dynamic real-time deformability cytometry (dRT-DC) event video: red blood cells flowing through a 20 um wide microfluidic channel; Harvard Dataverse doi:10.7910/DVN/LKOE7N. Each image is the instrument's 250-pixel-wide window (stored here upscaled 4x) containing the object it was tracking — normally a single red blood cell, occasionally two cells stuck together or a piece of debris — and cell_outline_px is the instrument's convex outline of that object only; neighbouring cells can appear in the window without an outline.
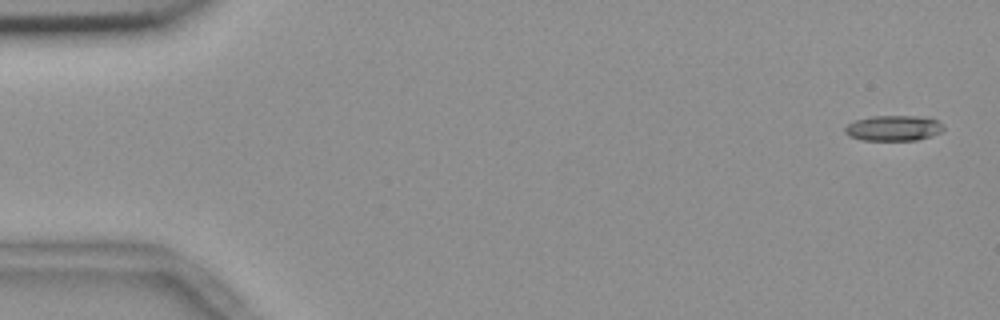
{"species": "common noctule bat (a hibernating species)", "species_latin": "Nyctalus noctula", "temperature_condition": "room temperature", "stored_images_in_passage": 5, "camera_frame_rate_fps": 3000, "um_per_image_px": 0.085, "animal": {"sex": "female", "body_mass_g": 18.4}, "frame": {"image": 1, "passage_image": 1, "time_ms": 0.0, "image_size_px": [1000, 320], "cell_outline_px": [[944, 128], [940, 132], [916, 140], [860, 140], [848, 136], [844, 132], [844, 128], [848, 124], [856, 120], [872, 116], [928, 116], [936, 120]], "centroid_in_image_um": [75.9, 10.88], "position_along_channel_um": 9.1, "area_um2": 14.57}}